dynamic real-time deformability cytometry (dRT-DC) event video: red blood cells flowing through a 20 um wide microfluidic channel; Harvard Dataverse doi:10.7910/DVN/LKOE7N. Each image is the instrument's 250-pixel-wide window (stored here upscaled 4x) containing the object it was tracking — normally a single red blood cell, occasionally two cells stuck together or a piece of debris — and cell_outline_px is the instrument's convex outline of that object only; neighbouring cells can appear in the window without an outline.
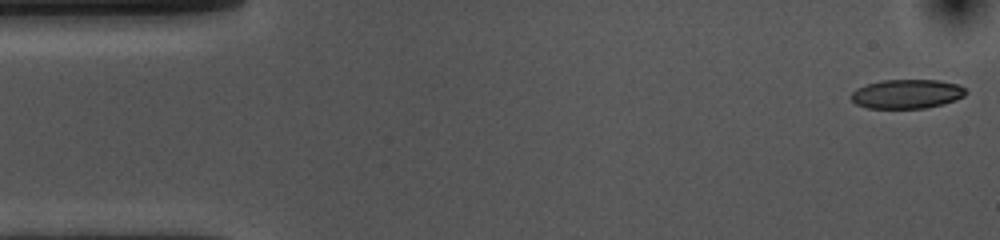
{"species": "common noctule bat (a hibernating species)", "species_latin": "Nyctalus noctula", "temperature_condition": "cold", "stored_images_in_passage": 54, "camera_frame_rate_fps": 3000, "um_per_image_px": 0.085, "animal": {"sex": "female", "body_mass_g": 10.0, "forearm_length_mm": 53.1}, "frame": {"image": 1, "passage_image": 1, "time_ms": 0.0, "image_size_px": [1000, 240], "cell_outline_px": [[968, 92], [964, 96], [956, 100], [924, 108], [868, 108], [856, 104], [852, 100], [852, 92], [856, 88], [880, 80], [936, 80], [960, 84]], "centroid_in_image_um": [77.1, 7.98], "position_along_channel_um": 7.9, "area_um2": 19.42}}
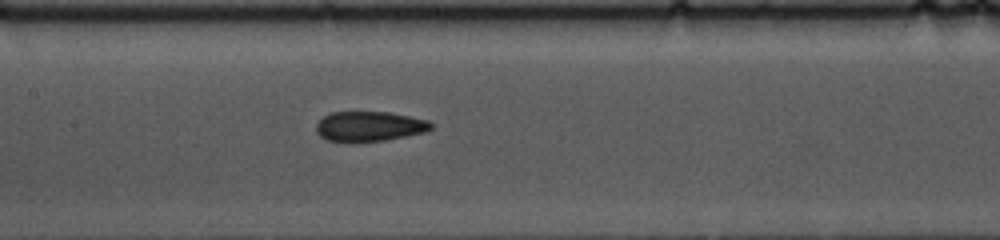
{"frame": {"image": 2, "passage_image": 24, "time_ms": 7.667, "image_size_px": [1000, 240], "cell_outline_px": [[432, 128], [428, 132], [384, 140], [352, 144], [328, 140], [320, 136], [316, 132], [316, 124], [324, 116], [332, 112], [388, 112], [428, 120], [432, 124]], "centroid_in_image_um": [31.38, 10.77], "position_along_channel_um": 176.0, "area_um2": 20.4}}
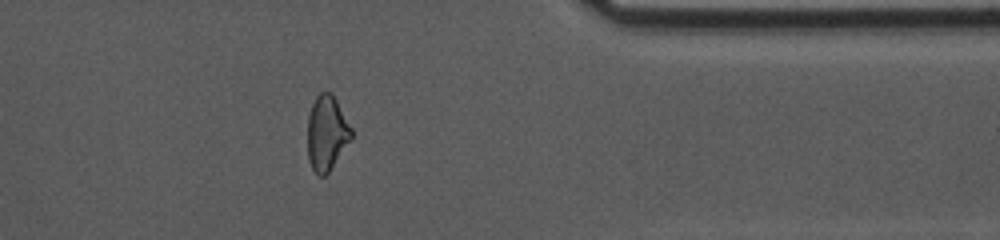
{"frame": {"image": 3, "passage_image": 43, "time_ms": 14.0, "image_size_px": [1000, 240], "cell_outline_px": [[352, 140], [328, 172], [324, 176], [316, 176], [308, 160], [308, 116], [312, 104], [316, 96], [320, 92], [332, 92], [352, 128]], "centroid_in_image_um": [27.78, 11.32], "position_along_channel_um": 383.6, "area_um2": 19.31}, "authors_computed_cell_mechanics": {"area_um2": 20.6346, "velocity_mm_per_s": 3.5909, "shape_relaxation_time_tau1_ms": 6.5592, "shape_relaxation_time_tau2_ms": 2.7696, "deformation_change_tau1": 0.1549, "deformation_change_tau2": 0.1035}}